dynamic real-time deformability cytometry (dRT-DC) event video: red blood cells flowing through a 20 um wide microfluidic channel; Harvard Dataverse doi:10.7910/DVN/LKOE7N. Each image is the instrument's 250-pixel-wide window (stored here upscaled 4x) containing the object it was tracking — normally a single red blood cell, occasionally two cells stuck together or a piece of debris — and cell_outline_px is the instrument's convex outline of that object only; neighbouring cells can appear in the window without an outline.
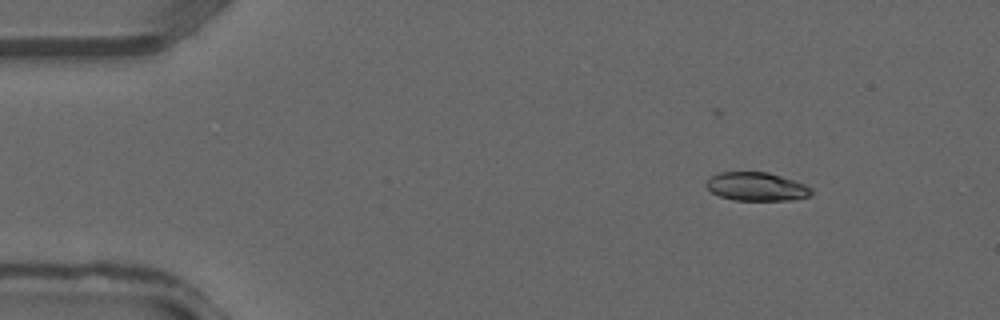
{"species": "common noctule bat (a hibernating species)", "species_latin": "Nyctalus noctula", "temperature_condition": "warm", "stored_images_in_passage": 33, "camera_frame_rate_fps": 3000, "um_per_image_px": 0.085, "animal": {"sex": "male", "forearm_length_mm": 52.5}, "frame": {"image": 1, "passage_image": 1, "time_ms": 0.0, "image_size_px": [1000, 320], "cell_outline_px": [[812, 192], [808, 196], [792, 200], [736, 200], [720, 196], [712, 192], [704, 184], [704, 180], [720, 172], [768, 172], [804, 184], [812, 188]], "centroid_in_image_um": [64.27, 15.86], "position_along_channel_um": 20.7, "area_um2": 17.34}}
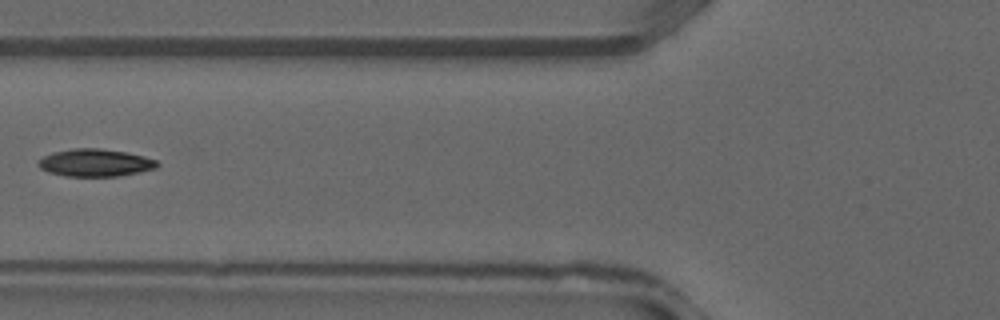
{"frame": {"image": 2, "passage_image": 11, "time_ms": 3.333, "image_size_px": [1000, 320], "cell_outline_px": [[160, 164], [156, 168], [116, 176], [64, 176], [48, 172], [40, 168], [36, 164], [44, 156], [52, 152], [72, 148], [100, 148], [124, 152], [144, 156], [156, 160]], "centroid_in_image_um": [8.06, 13.82], "position_along_channel_um": 117.7, "area_um2": 18.96}}
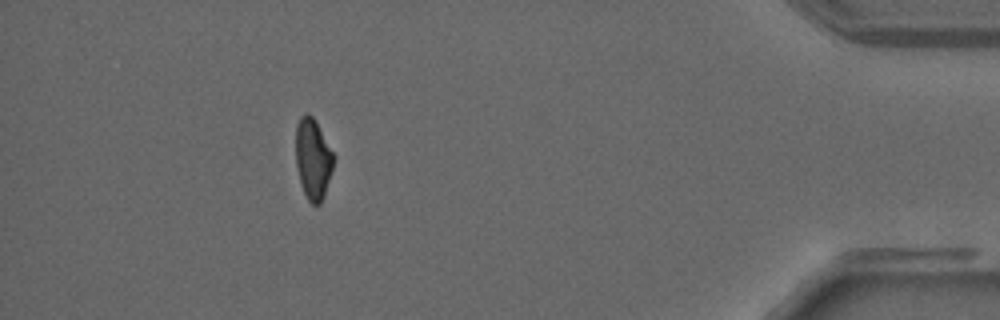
{"frame": {"image": 3, "passage_image": 30, "time_ms": 9.667, "image_size_px": [1000, 320], "cell_outline_px": [[332, 168], [324, 196], [320, 204], [312, 204], [308, 200], [300, 184], [296, 164], [296, 124], [300, 116], [304, 112], [308, 112], [316, 120], [332, 152]], "centroid_in_image_um": [26.56, 13.47], "position_along_channel_um": 408.6, "area_um2": 17.63}}